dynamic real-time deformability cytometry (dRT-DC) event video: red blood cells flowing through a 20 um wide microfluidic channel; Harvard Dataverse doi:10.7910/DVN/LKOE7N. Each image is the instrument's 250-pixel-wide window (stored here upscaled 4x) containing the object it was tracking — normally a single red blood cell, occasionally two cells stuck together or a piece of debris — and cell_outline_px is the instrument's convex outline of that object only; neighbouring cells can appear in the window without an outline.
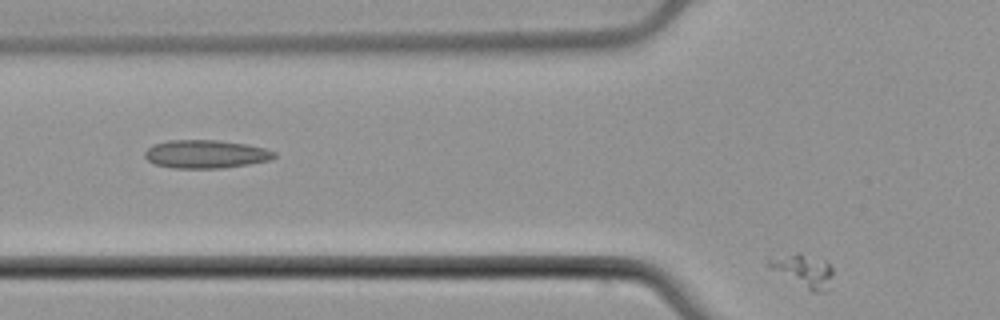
{"species": "common noctule bat (a hibernating species)", "species_latin": "Nyctalus noctula", "temperature_condition": "cold", "stored_images_in_passage": 21, "camera_frame_rate_fps": 3000, "um_per_image_px": 0.085, "animal": {"sex": "male", "body_mass_g": 21.5, "forearm_length_mm": 52.0}, "frame": {"image": 1, "passage_image": 21, "time_ms": 6.667, "image_size_px": [1000, 320], "cell_outline_px": [[832, 276], [824, 292], [812, 292], [772, 268], [768, 264], [768, 260], [796, 252], [800, 252], [824, 260], [832, 268]], "centroid_in_image_um": [68.35, 22.99], "position_along_channel_um": 57.5, "area_um2": 11.62}}